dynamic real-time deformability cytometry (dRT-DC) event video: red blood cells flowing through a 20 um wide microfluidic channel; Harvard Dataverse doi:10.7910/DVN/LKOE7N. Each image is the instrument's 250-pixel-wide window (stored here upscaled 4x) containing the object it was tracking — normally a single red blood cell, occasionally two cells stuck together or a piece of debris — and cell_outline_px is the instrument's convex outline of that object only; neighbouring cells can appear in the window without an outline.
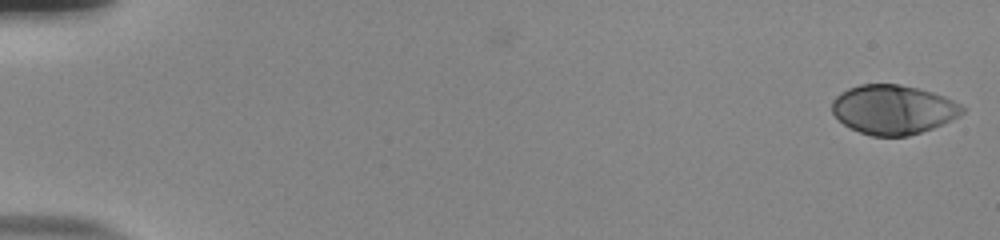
{"species": "human", "species_latin": "Homo sapiens", "temperature_condition": "room temperature", "stored_images_in_passage": 54, "camera_frame_rate_fps": 3000, "um_per_image_px": 0.085, "donor": {"sex": "male"}, "frame": {"image": 1, "passage_image": 1, "time_ms": 0.0, "image_size_px": [1000, 240], "cell_outline_px": [[964, 112], [960, 116], [952, 120], [932, 128], [908, 136], [872, 136], [860, 132], [844, 124], [832, 112], [832, 100], [840, 92], [848, 88], [860, 84], [900, 84], [932, 92], [944, 96], [960, 104], [964, 108]], "centroid_in_image_um": [75.92, 9.3], "position_along_channel_um": 9.1, "area_um2": 37.34}}
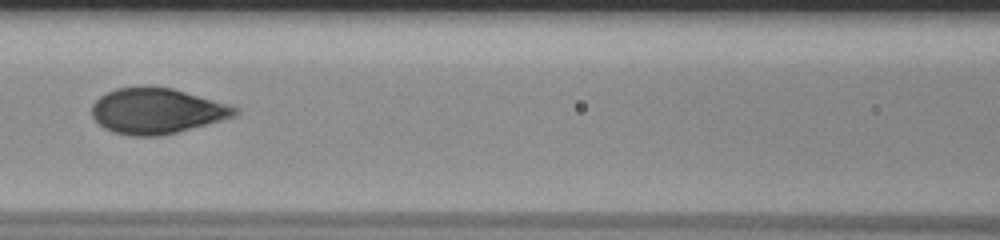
{"frame": {"image": 2, "passage_image": 26, "time_ms": 8.333, "image_size_px": [1000, 240], "cell_outline_px": [[240, 112], [236, 116], [176, 132], [160, 136], [132, 136], [112, 132], [104, 128], [92, 116], [92, 104], [100, 96], [116, 88], [144, 84], [172, 88], [228, 104], [240, 108]], "centroid_in_image_um": [13.31, 9.41], "position_along_channel_um": 153.3, "area_um2": 38.26}}
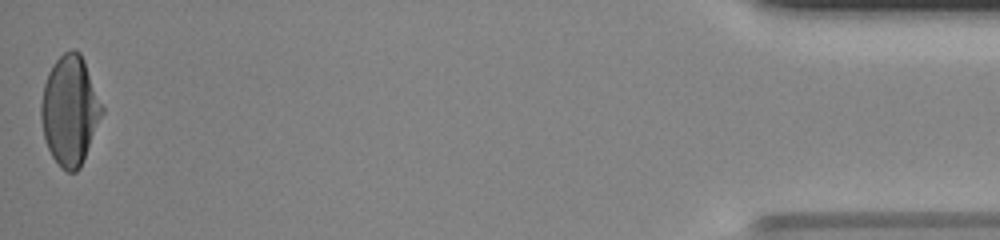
{"frame": {"image": 3, "passage_image": 54, "time_ms": 17.667, "image_size_px": [1000, 240], "cell_outline_px": [[104, 112], [80, 168], [76, 172], [68, 172], [60, 168], [52, 156], [48, 148], [44, 136], [40, 120], [40, 104], [44, 84], [48, 72], [52, 64], [64, 52], [72, 48], [80, 52], [84, 60], [104, 108]], "centroid_in_image_um": [5.93, 9.39], "position_along_channel_um": 429.3, "area_um2": 39.02}, "authors_computed_cell_mechanics": {"area_um2": 37.8012, "velocity_mm_per_s": 3.8306, "shape_relaxation_time_tau1_ms": 4.1935, "shape_relaxation_time_tau2_ms": null, "deformation_change_tau1": 0.2083, "deformation_change_tau2": null}}